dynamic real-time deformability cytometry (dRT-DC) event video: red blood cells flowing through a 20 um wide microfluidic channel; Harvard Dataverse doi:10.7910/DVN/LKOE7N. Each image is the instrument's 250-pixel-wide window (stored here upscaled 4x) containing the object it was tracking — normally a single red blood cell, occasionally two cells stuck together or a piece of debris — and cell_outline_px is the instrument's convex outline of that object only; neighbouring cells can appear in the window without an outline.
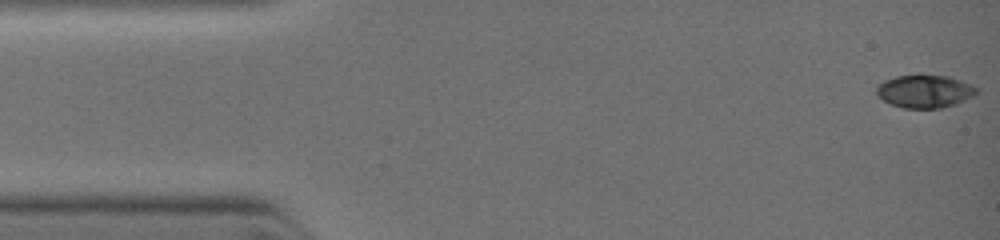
{"species": "common noctule bat (a hibernating species)", "species_latin": "Nyctalus noctula", "temperature_condition": "warm", "stored_images_in_passage": 16, "camera_frame_rate_fps": 3000, "um_per_image_px": 0.085, "animal": {"sex": "female", "body_mass_g": 19.0, "forearm_length_mm": 51.5}, "frame": {"image": 1, "passage_image": 1, "time_ms": 0.0, "image_size_px": [1000, 240], "cell_outline_px": [[976, 92], [972, 96], [956, 104], [940, 108], [904, 108], [892, 104], [876, 96], [876, 88], [884, 80], [896, 76], [948, 76], [960, 80], [976, 88]], "centroid_in_image_um": [78.56, 7.78], "position_along_channel_um": 6.4, "area_um2": 18.73}}
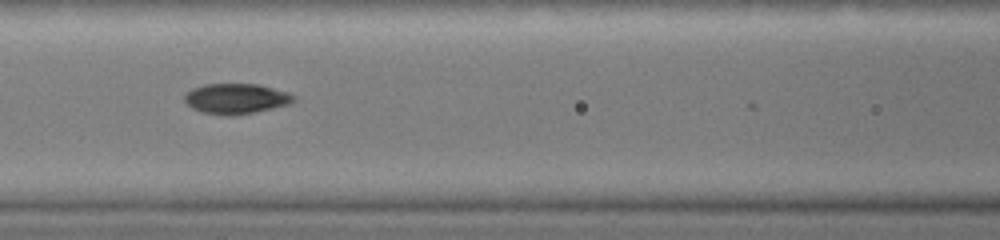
{"frame": {"image": 2, "passage_image": 12, "time_ms": 4.667, "image_size_px": [1000, 240], "cell_outline_px": [[296, 100], [288, 104], [272, 108], [252, 112], [228, 116], [204, 112], [192, 108], [184, 100], [184, 96], [192, 88], [204, 84], [256, 84], [272, 88], [296, 96]], "centroid_in_image_um": [20.04, 8.38], "position_along_channel_um": 146.6, "area_um2": 18.9}}
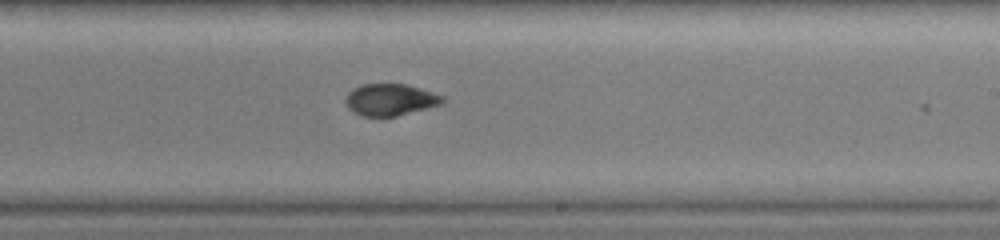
{"frame": {"image": 3, "passage_image": 16, "time_ms": 6.667, "image_size_px": [1000, 240], "cell_outline_px": [[444, 100], [440, 104], [428, 108], [396, 116], [364, 116], [348, 108], [344, 100], [348, 92], [364, 84], [404, 84], [420, 88], [444, 96]], "centroid_in_image_um": [33.18, 8.47], "position_along_channel_um": 255.8, "area_um2": 17.69}}